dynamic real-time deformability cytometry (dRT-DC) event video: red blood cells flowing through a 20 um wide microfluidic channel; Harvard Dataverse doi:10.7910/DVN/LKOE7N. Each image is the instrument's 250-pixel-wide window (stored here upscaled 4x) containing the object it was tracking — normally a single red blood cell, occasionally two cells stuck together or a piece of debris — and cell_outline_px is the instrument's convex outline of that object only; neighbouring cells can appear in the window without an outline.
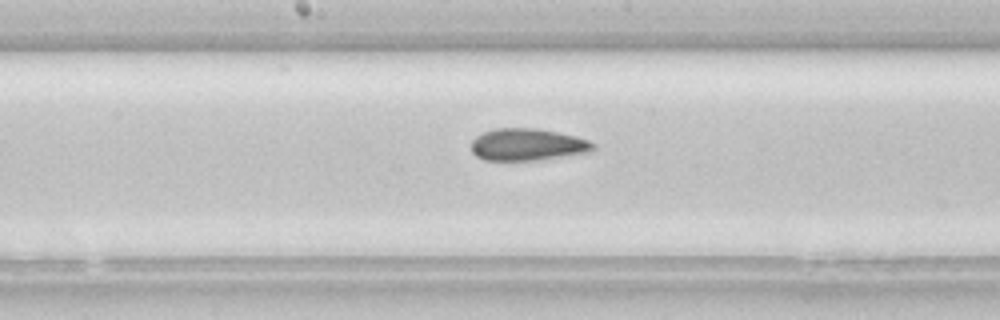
{"species": "common noctule bat (a hibernating species)", "species_latin": "Nyctalus noctula", "temperature_condition": "room temperature", "stored_images_in_passage": 34, "camera_frame_rate_fps": 3000, "um_per_image_px": 0.085, "animal": {"sex": "female", "body_mass_g": 22.7, "forearm_length_mm": 54.2}, "frame": {"image": 1, "passage_image": 15, "time_ms": 4.667, "image_size_px": [1000, 320], "cell_outline_px": [[596, 148], [588, 152], [540, 160], [484, 160], [476, 156], [472, 152], [472, 140], [476, 136], [484, 132], [496, 128], [536, 128], [560, 132], [576, 136], [588, 140], [596, 144]], "centroid_in_image_um": [44.85, 12.29], "position_along_channel_um": 203.3, "area_um2": 22.89}}